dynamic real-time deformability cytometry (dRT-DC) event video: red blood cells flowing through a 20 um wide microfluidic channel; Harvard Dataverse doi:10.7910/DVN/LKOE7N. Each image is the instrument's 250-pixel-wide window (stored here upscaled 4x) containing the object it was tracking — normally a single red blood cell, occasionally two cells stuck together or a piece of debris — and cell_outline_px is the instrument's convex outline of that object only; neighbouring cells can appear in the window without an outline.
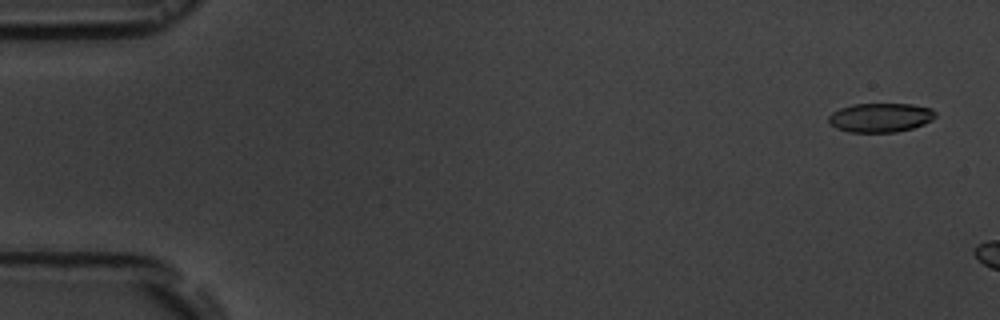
{"species": "common noctule bat (a hibernating species)", "species_latin": "Nyctalus noctula", "temperature_condition": "room temperature", "stored_images_in_passage": 3, "camera_frame_rate_fps": 3000, "um_per_image_px": 0.085, "animal": {"sex": "male", "body_mass_g": 19.5, "forearm_length_mm": 54.6}, "frame": {"image": 1, "passage_image": 1, "time_ms": 0.0, "image_size_px": [1000, 320], "cell_outline_px": [[936, 116], [932, 120], [924, 124], [912, 128], [896, 132], [848, 132], [836, 128], [828, 120], [828, 116], [832, 112], [840, 108], [852, 104], [912, 104], [932, 108], [936, 112]], "centroid_in_image_um": [74.85, 9.99], "position_along_channel_um": 10.1, "area_um2": 18.21}}